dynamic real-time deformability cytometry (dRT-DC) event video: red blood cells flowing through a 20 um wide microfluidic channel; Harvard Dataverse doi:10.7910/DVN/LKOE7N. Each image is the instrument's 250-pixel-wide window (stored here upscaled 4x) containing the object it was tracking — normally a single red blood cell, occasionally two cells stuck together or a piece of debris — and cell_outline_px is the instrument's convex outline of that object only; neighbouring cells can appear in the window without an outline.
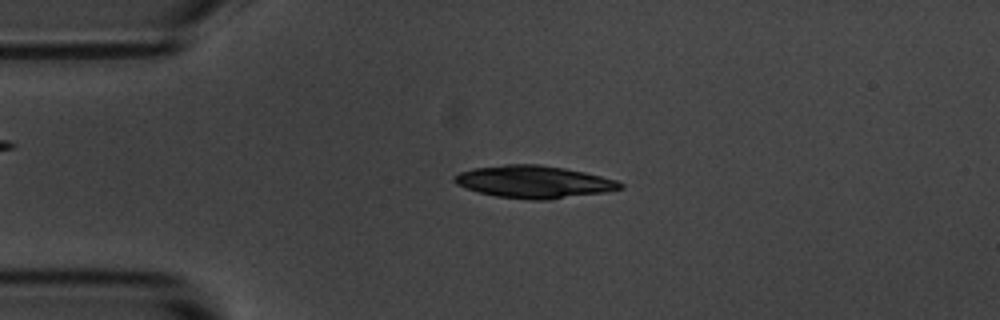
{"species": "common noctule bat (a hibernating species)", "species_latin": "Nyctalus noctula", "temperature_condition": "room temperature", "stored_images_in_passage": 48, "camera_frame_rate_fps": 3000, "um_per_image_px": 0.085, "animal": {"sex": "male", "body_mass_g": 20.1, "forearm_length_mm": 53.5}, "frame": {"image": 1, "passage_image": 6, "time_ms": 1.667, "image_size_px": [1000, 320], "cell_outline_px": [[624, 188], [604, 192], [548, 200], [532, 200], [496, 196], [480, 192], [456, 184], [452, 180], [452, 176], [460, 172], [472, 168], [504, 164], [540, 164], [564, 168], [584, 172], [616, 180], [624, 184]], "centroid_in_image_um": [45.37, 15.45], "position_along_channel_um": 39.6, "area_um2": 31.27}}
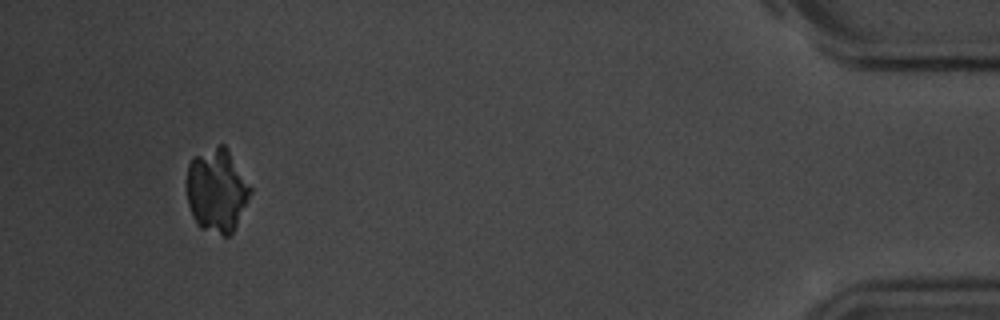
{"frame": {"image": 2, "passage_image": 45, "time_ms": 14.667, "image_size_px": [1000, 320], "cell_outline_px": [[252, 192], [232, 236], [224, 236], [200, 228], [192, 216], [188, 204], [188, 164], [192, 156], [220, 144], [224, 144], [228, 148], [252, 188]], "centroid_in_image_um": [18.45, 16.19], "position_along_channel_um": 416.7, "area_um2": 31.21}}